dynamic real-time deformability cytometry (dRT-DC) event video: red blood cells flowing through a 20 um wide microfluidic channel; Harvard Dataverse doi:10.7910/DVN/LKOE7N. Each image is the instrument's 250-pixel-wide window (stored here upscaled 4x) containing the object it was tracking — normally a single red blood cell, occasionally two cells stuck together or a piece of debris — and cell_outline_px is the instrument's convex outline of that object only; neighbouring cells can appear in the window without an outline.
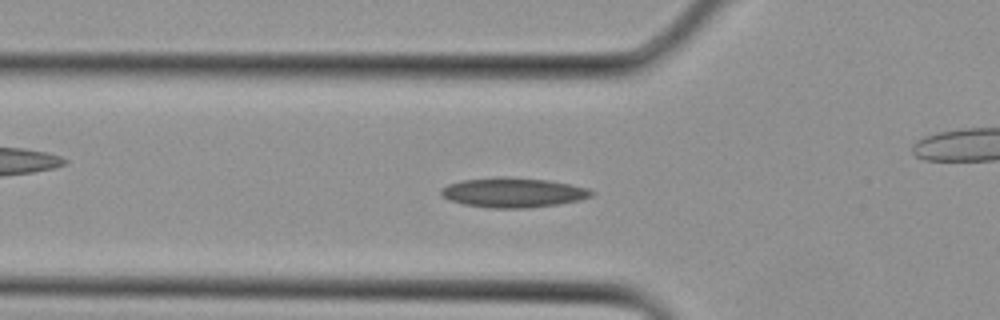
{"species": "Egyptian fruit bat (a non-hibernating species)", "species_latin": "Rousettus aegyptiacus", "temperature_condition": "cold", "stored_images_in_passage": 31, "camera_frame_rate_fps": 3000, "um_per_image_px": 0.085, "animal": {"sex": "female"}, "frame": {"image": 1, "passage_image": 10, "time_ms": 3.0, "image_size_px": [1000, 320], "cell_outline_px": [[596, 192], [592, 196], [580, 200], [556, 204], [524, 208], [492, 208], [464, 204], [448, 200], [440, 192], [440, 188], [448, 184], [460, 180], [500, 176], [508, 176], [548, 180], [588, 188]], "centroid_in_image_um": [43.6, 16.35], "position_along_channel_um": 82.2, "area_um2": 26.13}}
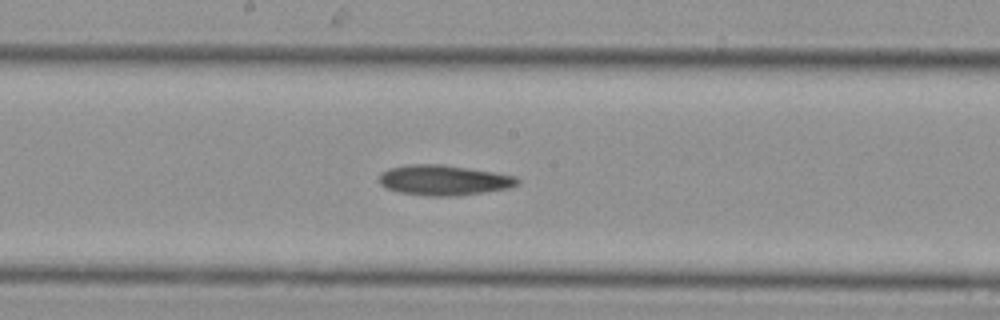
{"frame": {"image": 2, "passage_image": 16, "time_ms": 5.0, "image_size_px": [1000, 320], "cell_outline_px": [[520, 184], [512, 188], [456, 196], [428, 196], [400, 192], [384, 188], [380, 184], [380, 172], [388, 168], [408, 164], [440, 164], [468, 168], [516, 176], [520, 180]], "centroid_in_image_um": [37.73, 15.32], "position_along_channel_um": 210.5, "area_um2": 24.57}}
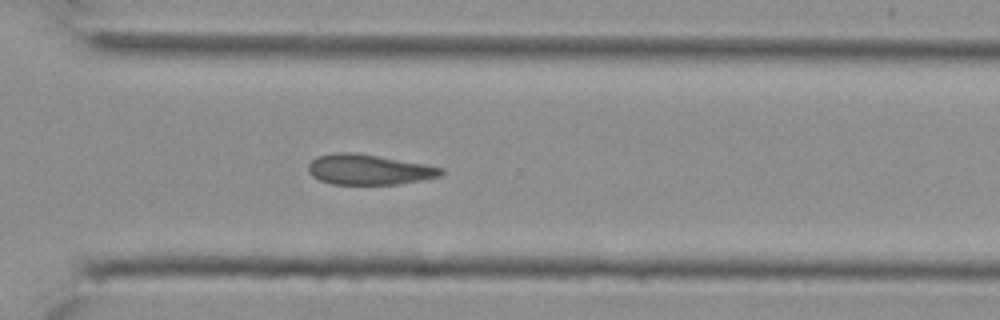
{"frame": {"image": 3, "passage_image": 22, "time_ms": 7.0, "image_size_px": [1000, 320], "cell_outline_px": [[444, 172], [440, 176], [420, 180], [396, 184], [332, 184], [320, 180], [312, 176], [308, 172], [308, 164], [316, 156], [332, 152], [352, 152], [380, 156], [428, 164], [444, 168]], "centroid_in_image_um": [31.34, 14.39], "position_along_channel_um": 339.3, "area_um2": 23.64}}